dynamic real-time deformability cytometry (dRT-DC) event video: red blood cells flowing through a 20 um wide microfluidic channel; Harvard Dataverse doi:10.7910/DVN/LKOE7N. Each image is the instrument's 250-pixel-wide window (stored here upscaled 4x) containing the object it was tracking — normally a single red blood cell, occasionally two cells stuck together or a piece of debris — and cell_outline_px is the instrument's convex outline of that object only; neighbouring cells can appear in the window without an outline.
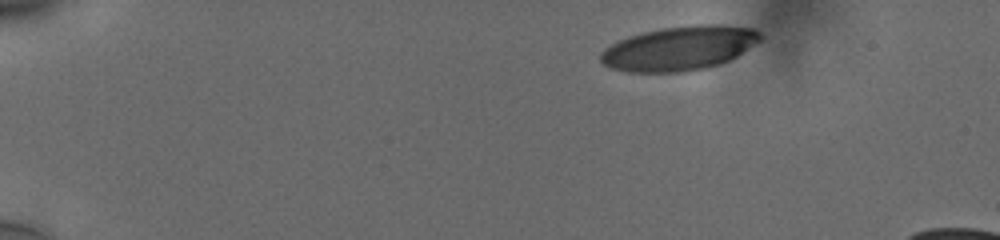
{"species": "human", "species_latin": "Homo sapiens", "temperature_condition": "cold", "stored_images_in_passage": 44, "camera_frame_rate_fps": 3000, "um_per_image_px": 0.085, "donor": {"sex": "male"}, "frame": {"image": 1, "passage_image": 1, "time_ms": 0.0, "image_size_px": [1000, 240], "cell_outline_px": [[760, 40], [736, 56], [720, 64], [704, 68], [680, 72], [628, 72], [612, 68], [604, 64], [600, 60], [600, 52], [604, 48], [628, 36], [640, 32], [660, 28], [696, 24], [720, 24], [752, 28], [760, 32]], "centroid_in_image_um": [57.71, 4.09], "position_along_channel_um": 27.3, "area_um2": 41.1}}
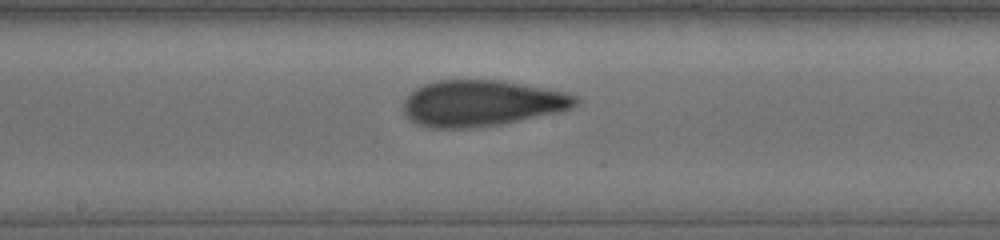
{"frame": {"image": 2, "passage_image": 24, "time_ms": 7.667, "image_size_px": [1000, 240], "cell_outline_px": [[580, 100], [576, 104], [568, 108], [556, 112], [500, 124], [464, 128], [428, 128], [416, 124], [404, 112], [404, 100], [416, 88], [424, 84], [436, 80], [500, 80], [548, 88], [564, 92], [576, 96]], "centroid_in_image_um": [40.91, 8.76], "position_along_channel_um": 207.3, "area_um2": 45.84}}
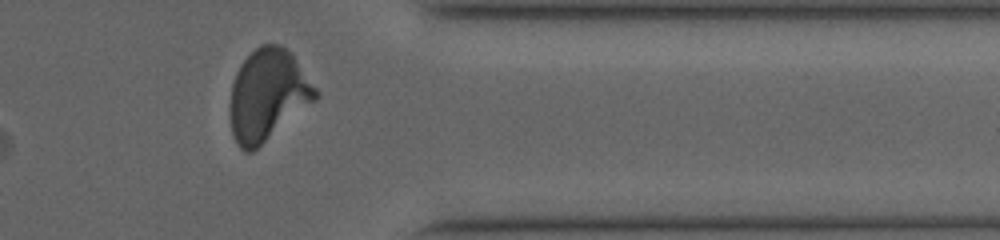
{"frame": {"image": 3, "passage_image": 39, "time_ms": 12.667, "image_size_px": [1000, 240], "cell_outline_px": [[320, 92], [316, 100], [252, 152], [244, 152], [236, 144], [232, 132], [228, 108], [232, 84], [236, 72], [240, 64], [260, 44], [280, 44], [292, 52]], "centroid_in_image_um": [22.76, 8.07], "position_along_channel_um": 388.6, "area_um2": 45.95}, "authors_computed_cell_mechanics": {"area_um2": 44.6794, "velocity_mm_per_s": 3.7626, "shape_relaxation_time_tau1_ms": 5.6867, "shape_relaxation_time_tau2_ms": 1.3088, "deformation_change_tau1": 0.1876, "deformation_change_tau2": 0.088}}